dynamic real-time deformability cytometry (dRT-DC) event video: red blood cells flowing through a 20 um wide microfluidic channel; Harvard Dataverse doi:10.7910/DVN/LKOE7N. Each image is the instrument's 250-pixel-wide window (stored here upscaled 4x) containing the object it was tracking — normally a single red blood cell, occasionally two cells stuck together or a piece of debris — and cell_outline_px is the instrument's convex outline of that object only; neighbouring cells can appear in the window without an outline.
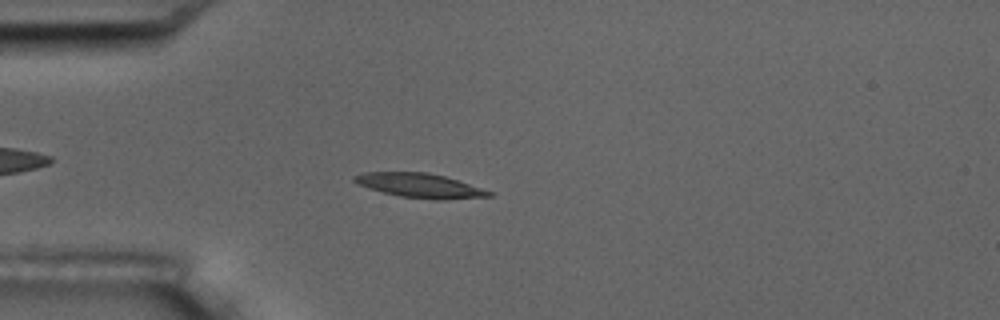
{"species": "common noctule bat (a hibernating species)", "species_latin": "Nyctalus noctula", "temperature_condition": "room temperature", "stored_images_in_passage": 5, "camera_frame_rate_fps": 3000, "um_per_image_px": 0.085, "animal": {"sex": "male", "body_mass_g": 17.5, "forearm_length_mm": 52.3}, "frame": {"image": 1, "passage_image": 5, "time_ms": 4.667, "image_size_px": [1000, 320], "cell_outline_px": [[496, 192], [492, 196], [444, 200], [436, 200], [400, 196], [368, 188], [356, 184], [352, 180], [352, 176], [364, 172], [428, 172], [444, 176]], "centroid_in_image_um": [35.7, 15.77], "position_along_channel_um": 49.3, "area_um2": 19.25}}